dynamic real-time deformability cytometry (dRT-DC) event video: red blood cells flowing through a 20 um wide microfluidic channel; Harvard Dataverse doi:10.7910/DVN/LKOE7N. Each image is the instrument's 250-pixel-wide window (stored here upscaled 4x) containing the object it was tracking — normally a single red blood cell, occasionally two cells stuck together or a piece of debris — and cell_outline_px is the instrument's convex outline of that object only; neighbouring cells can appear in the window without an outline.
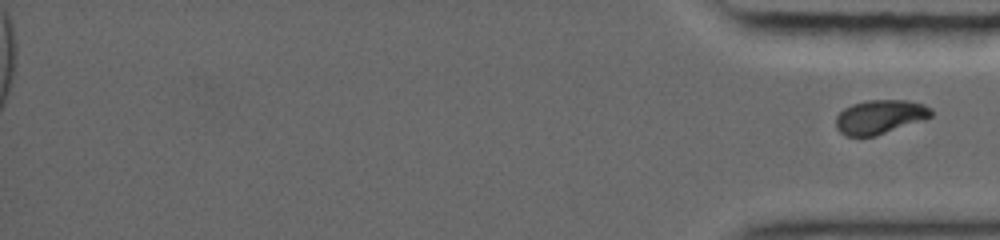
{"species": "common noctule bat (a hibernating species)", "species_latin": "Nyctalus noctula", "temperature_condition": "warm", "stored_images_in_passage": 14, "segment_of_instrument_passage": [2, 2], "camera_frame_rate_fps": 5000, "um_per_image_px": 0.085, "animal": {"sex": "female", "body_mass_g": 19.0, "forearm_length_mm": 56.7}, "frame": {"image": 1, "passage_image": 14, "time_ms": 13.2, "image_size_px": [1000, 240], "cell_outline_px": [[932, 116], [924, 120], [876, 136], [848, 136], [840, 132], [836, 128], [836, 116], [844, 108], [852, 104], [868, 100], [908, 100], [924, 104], [932, 108]], "centroid_in_image_um": [74.81, 9.93], "position_along_channel_um": 360.4, "area_um2": 19.02}}